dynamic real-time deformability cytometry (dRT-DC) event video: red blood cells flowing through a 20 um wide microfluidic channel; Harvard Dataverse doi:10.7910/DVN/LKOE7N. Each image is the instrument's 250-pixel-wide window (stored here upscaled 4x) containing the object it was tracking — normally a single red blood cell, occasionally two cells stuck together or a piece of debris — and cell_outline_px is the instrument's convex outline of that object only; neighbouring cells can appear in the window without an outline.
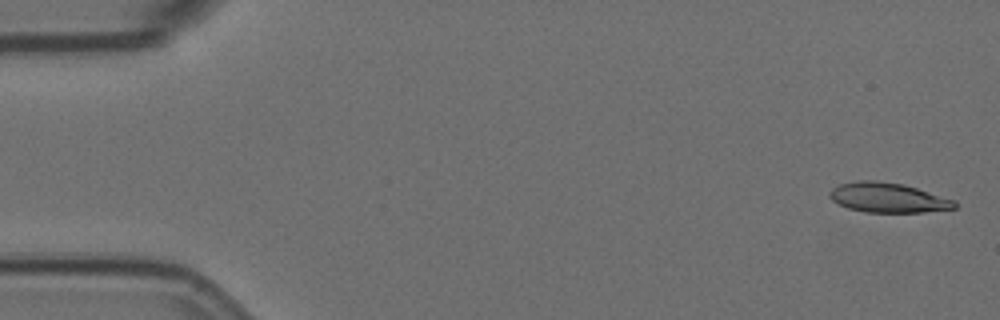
{"species": "Egyptian fruit bat (a non-hibernating species)", "species_latin": "Rousettus aegyptiacus", "temperature_condition": "room temperature", "stored_images_in_passage": 57, "camera_frame_rate_fps": 3000, "um_per_image_px": 0.085, "animal": {"sex": "female"}, "frame": {"image": 1, "passage_image": 2, "time_ms": 0.333, "image_size_px": [1000, 320], "cell_outline_px": [[956, 208], [924, 212], [864, 212], [848, 208], [832, 200], [828, 196], [828, 192], [832, 188], [840, 184], [860, 180], [876, 180], [904, 184], [956, 200]], "centroid_in_image_um": [75.47, 16.79], "position_along_channel_um": 9.5, "area_um2": 21.73}}
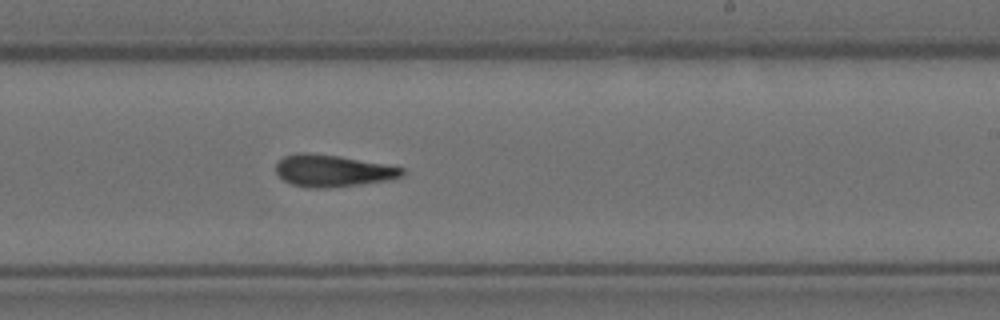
{"frame": {"image": 2, "passage_image": 34, "time_ms": 11.0, "image_size_px": [1000, 320], "cell_outline_px": [[404, 176], [388, 180], [360, 184], [328, 188], [308, 188], [292, 184], [284, 180], [276, 172], [276, 164], [284, 156], [300, 152], [308, 152], [340, 156], [384, 164], [404, 168]], "centroid_in_image_um": [28.27, 14.51], "position_along_channel_um": 260.7, "area_um2": 23.47}}
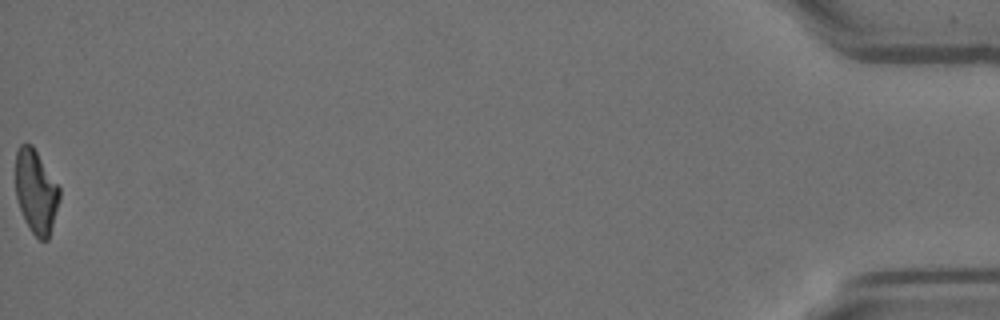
{"frame": {"image": 3, "passage_image": 57, "time_ms": 18.667, "image_size_px": [1000, 320], "cell_outline_px": [[60, 200], [48, 240], [40, 240], [32, 232], [24, 220], [16, 196], [16, 152], [20, 144], [32, 144], [60, 188]], "centroid_in_image_um": [3.06, 16.29], "position_along_channel_um": 432.1, "area_um2": 21.33}, "authors_computed_cell_mechanics": {"area_um2": 23.0044, "velocity_mm_per_s": 3.5718, "shape_relaxation_time_tau1_ms": 5.1246, "shape_relaxation_time_tau2_ms": 3.4505, "deformation_change_tau1": 0.1867, "deformation_change_tau2": 0.1326}}